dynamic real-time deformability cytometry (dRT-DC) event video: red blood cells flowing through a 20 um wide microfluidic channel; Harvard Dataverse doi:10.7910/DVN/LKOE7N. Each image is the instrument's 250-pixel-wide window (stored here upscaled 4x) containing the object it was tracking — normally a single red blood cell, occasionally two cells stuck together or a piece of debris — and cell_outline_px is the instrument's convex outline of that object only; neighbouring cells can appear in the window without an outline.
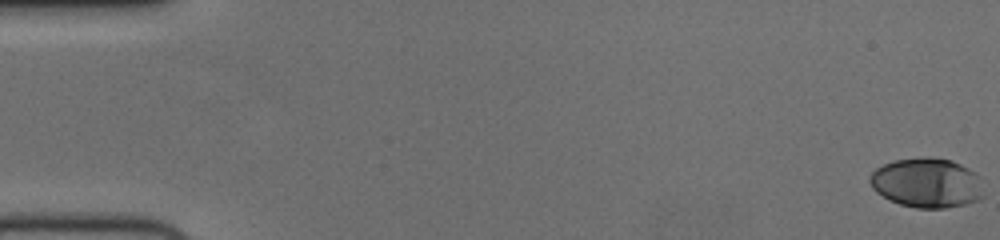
{"species": "human", "species_latin": "Homo sapiens", "temperature_condition": "cold", "stored_images_in_passage": 57, "camera_frame_rate_fps": 3000, "um_per_image_px": 0.085, "donor": {"sex": "female"}, "frame": {"image": 1, "passage_image": 1, "time_ms": 0.0, "image_size_px": [1000, 240], "cell_outline_px": [[984, 196], [980, 200], [964, 204], [944, 208], [916, 208], [900, 204], [888, 200], [876, 192], [872, 188], [868, 180], [868, 176], [876, 168], [884, 164], [896, 160], [952, 160], [968, 168], [976, 176]], "centroid_in_image_um": [78.73, 15.6], "position_along_channel_um": 6.3, "area_um2": 32.08}}
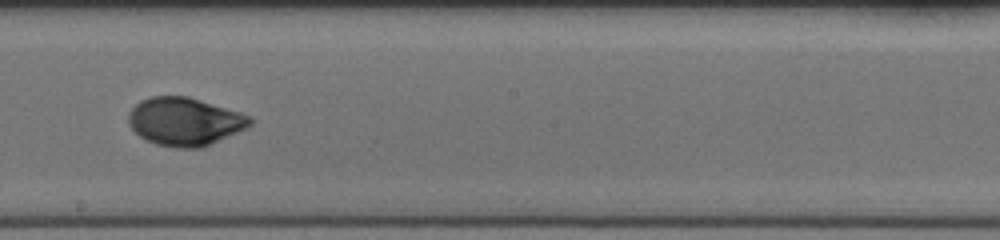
{"frame": {"image": 2, "passage_image": 33, "time_ms": 10.667, "image_size_px": [1000, 240], "cell_outline_px": [[252, 124], [236, 132], [200, 148], [176, 148], [156, 144], [140, 136], [128, 124], [128, 112], [140, 100], [152, 96], [188, 96], [240, 112], [252, 116]], "centroid_in_image_um": [15.68, 10.31], "position_along_channel_um": 232.5, "area_um2": 33.81}}
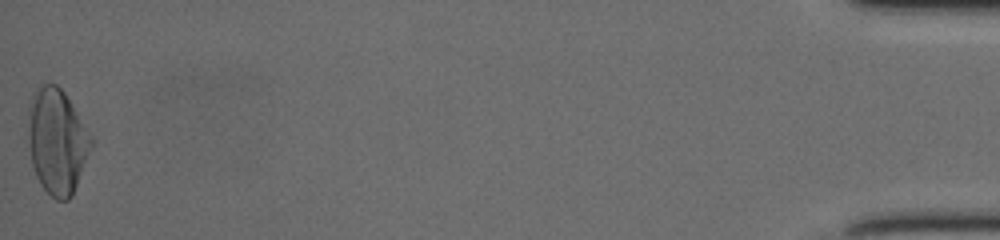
{"frame": {"image": 3, "passage_image": 57, "time_ms": 18.667, "image_size_px": [1000, 240], "cell_outline_px": [[92, 144], [72, 196], [68, 200], [56, 200], [40, 184], [36, 176], [32, 164], [28, 144], [28, 108], [32, 96], [36, 88], [40, 84], [56, 84], [64, 92], [92, 136]], "centroid_in_image_um": [4.82, 11.99], "position_along_channel_um": 430.4, "area_um2": 38.44}, "authors_computed_cell_mechanics": {"area_um2": 33.1772, "velocity_mm_per_s": 3.7234, "shape_relaxation_time_tau1_ms": 3.8785, "shape_relaxation_time_tau2_ms": null, "deformation_change_tau1": 0.1694, "deformation_change_tau2": null}}